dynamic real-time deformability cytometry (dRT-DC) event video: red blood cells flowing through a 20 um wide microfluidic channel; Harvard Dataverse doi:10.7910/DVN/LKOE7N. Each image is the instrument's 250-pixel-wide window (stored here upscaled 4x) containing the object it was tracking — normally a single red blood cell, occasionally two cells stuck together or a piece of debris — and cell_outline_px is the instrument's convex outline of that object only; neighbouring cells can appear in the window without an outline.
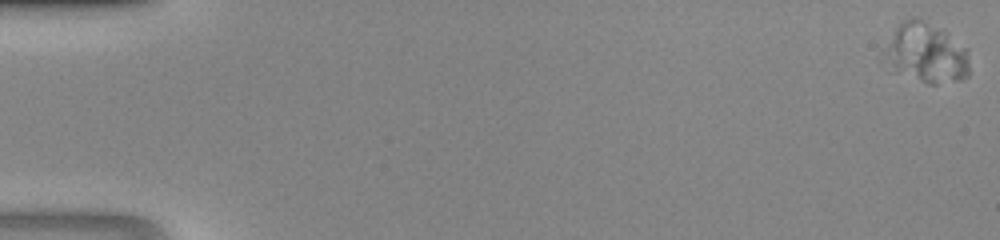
{"species": "human", "species_latin": "Homo sapiens", "temperature_condition": "room temperature", "stored_images_in_passage": 48, "camera_frame_rate_fps": 3000, "um_per_image_px": 0.085, "donor": {"sex": "male"}, "frame": {"image": 1, "passage_image": 1, "time_ms": 0.0, "image_size_px": [1000, 240], "cell_outline_px": [[968, 76], [960, 80], [936, 84], [928, 84], [896, 68], [884, 52], [884, 48], [896, 28], [904, 20], [912, 16], [920, 16], [968, 48]], "centroid_in_image_um": [78.8, 4.46], "position_along_channel_um": 6.2, "area_um2": 28.61}}
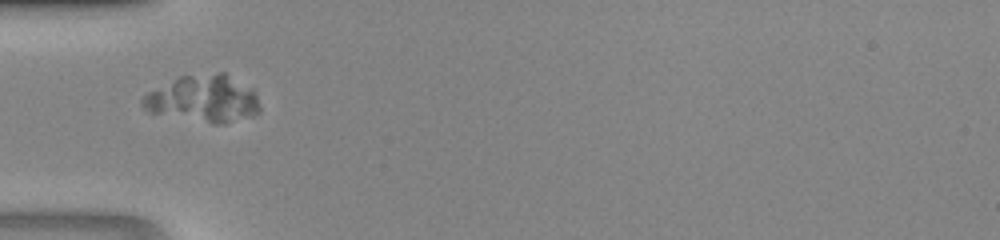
{"frame": {"image": 2, "passage_image": 18, "time_ms": 5.667, "image_size_px": [1000, 240], "cell_outline_px": [[260, 112], [256, 116], [224, 124], [212, 124], [148, 112], [140, 104], [140, 100], [148, 92], [180, 76], [216, 72], [224, 72], [252, 88], [256, 96], [260, 108]], "centroid_in_image_um": [17.31, 8.41], "position_along_channel_um": 67.7, "area_um2": 32.43}}
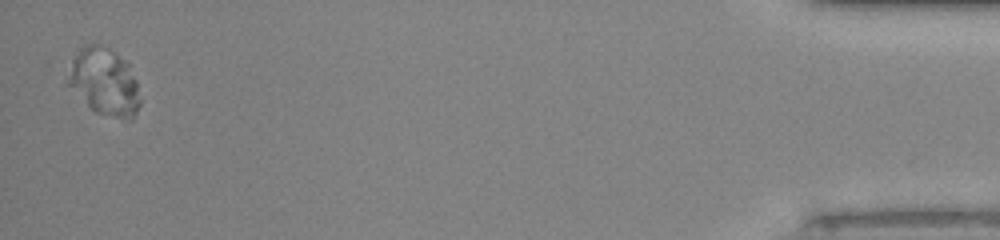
{"frame": {"image": 3, "passage_image": 48, "time_ms": 15.667, "image_size_px": [1000, 240], "cell_outline_px": [[140, 104], [132, 120], [124, 120], [96, 112], [64, 84], [72, 60], [80, 48], [88, 44], [100, 44], [108, 48], [128, 60], [136, 80], [140, 100]], "centroid_in_image_um": [8.86, 6.95], "position_along_channel_um": 426.3, "area_um2": 28.67}}